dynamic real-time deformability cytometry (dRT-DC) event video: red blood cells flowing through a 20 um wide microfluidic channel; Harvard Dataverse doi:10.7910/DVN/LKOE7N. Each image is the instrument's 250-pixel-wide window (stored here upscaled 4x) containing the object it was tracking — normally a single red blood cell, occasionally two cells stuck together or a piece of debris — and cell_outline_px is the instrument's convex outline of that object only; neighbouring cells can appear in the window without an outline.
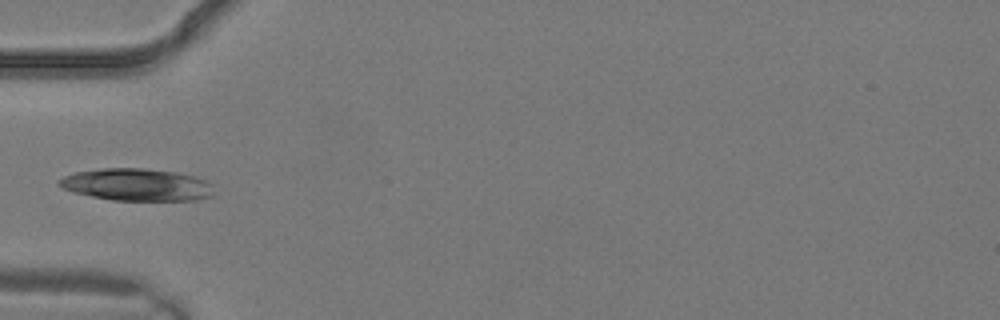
{"species": "common noctule bat (a hibernating species)", "species_latin": "Nyctalus noctula", "temperature_condition": "warm", "stored_images_in_passage": 3, "camera_frame_rate_fps": 3000, "um_per_image_px": 0.085, "animal": {"sex": "male", "body_mass_g": 19.2, "forearm_length_mm": 51.8}, "frame": {"image": 1, "passage_image": 3, "time_ms": 0.667, "image_size_px": [1000, 320], "cell_outline_px": [[212, 196], [196, 200], [112, 200], [72, 192], [56, 184], [56, 180], [64, 176], [76, 172], [100, 168], [144, 168], [176, 172], [196, 176], [212, 184]], "centroid_in_image_um": [11.6, 15.69], "position_along_channel_um": 73.4, "area_um2": 29.13}}